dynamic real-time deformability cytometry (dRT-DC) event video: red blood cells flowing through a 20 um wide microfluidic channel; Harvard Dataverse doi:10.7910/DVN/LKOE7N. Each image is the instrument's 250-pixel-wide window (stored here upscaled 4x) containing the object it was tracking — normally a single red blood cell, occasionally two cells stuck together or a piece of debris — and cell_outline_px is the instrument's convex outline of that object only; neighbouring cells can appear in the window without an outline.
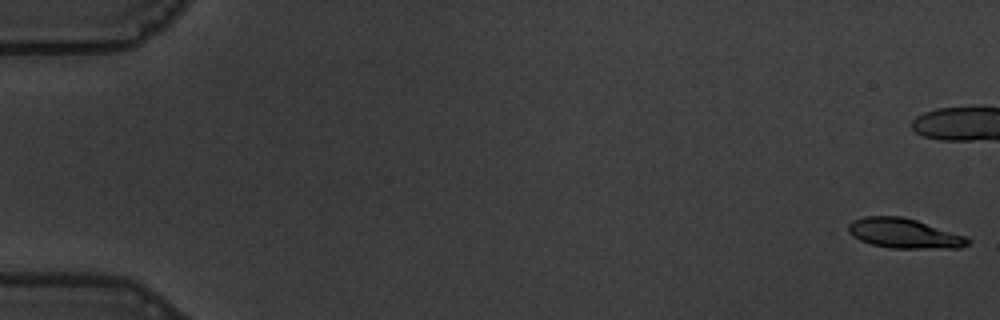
{"species": "common noctule bat (a hibernating species)", "species_latin": "Nyctalus noctula", "temperature_condition": "warm", "stored_images_in_passage": 9, "camera_frame_rate_fps": 3000, "um_per_image_px": 0.085, "animal": {"sex": "male", "body_mass_g": 19.5, "forearm_length_mm": 54.6}, "frame": {"image": 1, "passage_image": 1, "time_ms": 0.0, "image_size_px": [1000, 320], "cell_outline_px": [[972, 240], [968, 244], [960, 248], [892, 248], [872, 244], [860, 240], [852, 236], [848, 232], [848, 224], [852, 220], [864, 216], [900, 216], [916, 220], [968, 236]], "centroid_in_image_um": [76.87, 19.83], "position_along_channel_um": 8.1, "area_um2": 20.87}}